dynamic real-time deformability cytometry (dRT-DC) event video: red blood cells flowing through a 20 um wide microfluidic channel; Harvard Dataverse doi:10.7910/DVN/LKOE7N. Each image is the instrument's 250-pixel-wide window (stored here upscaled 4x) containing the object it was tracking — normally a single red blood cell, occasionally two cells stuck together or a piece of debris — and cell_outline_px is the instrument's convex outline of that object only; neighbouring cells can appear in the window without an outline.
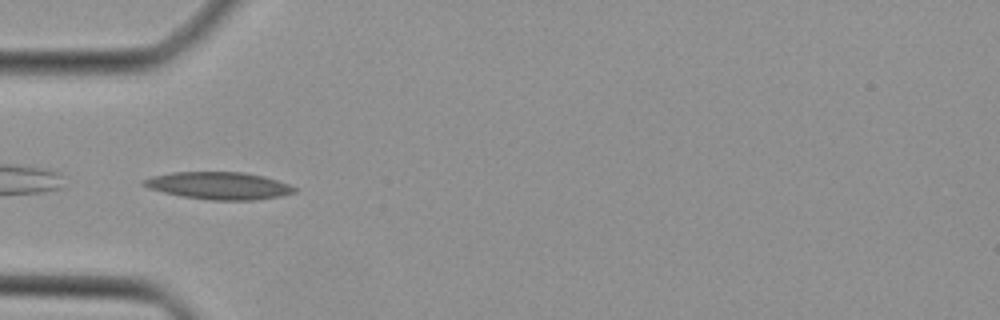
{"species": "Egyptian fruit bat (a non-hibernating species)", "species_latin": "Rousettus aegyptiacus", "temperature_condition": "cold", "stored_images_in_passage": 39, "camera_frame_rate_fps": 3000, "um_per_image_px": 0.085, "animal": {"sex": "female"}, "frame": {"image": 1, "passage_image": 10, "time_ms": 3.0, "image_size_px": [1000, 320], "cell_outline_px": [[296, 192], [280, 196], [256, 200], [212, 200], [184, 196], [164, 192], [148, 188], [140, 184], [144, 180], [152, 176], [172, 172], [240, 172], [264, 176], [288, 184], [296, 188]], "centroid_in_image_um": [18.6, 15.78], "position_along_channel_um": 66.4, "area_um2": 23.81}}
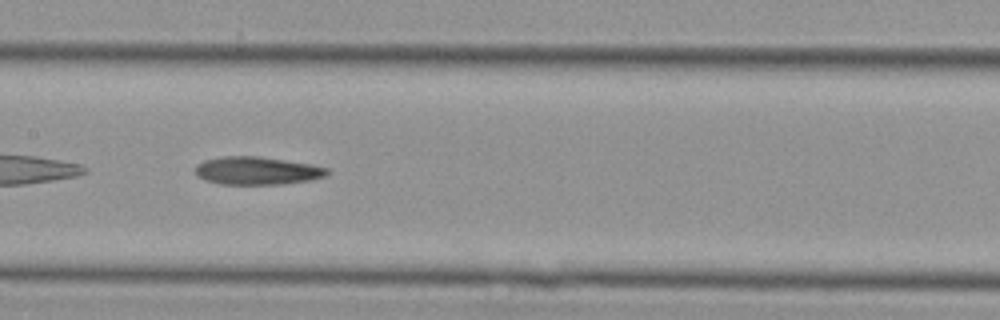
{"frame": {"image": 2, "passage_image": 18, "time_ms": 5.667, "image_size_px": [1000, 320], "cell_outline_px": [[328, 176], [312, 180], [280, 184], [220, 184], [204, 180], [196, 176], [196, 164], [204, 160], [224, 156], [260, 156], [312, 164], [328, 168]], "centroid_in_image_um": [21.86, 14.51], "position_along_channel_um": 185.5, "area_um2": 21.68}}
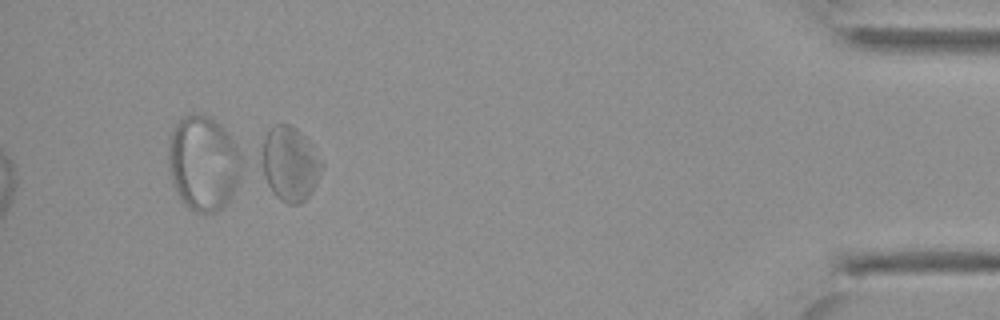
{"frame": {"image": 3, "passage_image": 37, "time_ms": 12.0, "image_size_px": [1000, 320], "cell_outline_px": [[324, 168], [312, 192], [300, 204], [288, 204], [280, 200], [272, 192], [264, 176], [264, 136], [272, 124], [292, 124], [308, 140], [324, 164]], "centroid_in_image_um": [24.69, 13.93], "position_along_channel_um": 410.5, "area_um2": 25.84}}